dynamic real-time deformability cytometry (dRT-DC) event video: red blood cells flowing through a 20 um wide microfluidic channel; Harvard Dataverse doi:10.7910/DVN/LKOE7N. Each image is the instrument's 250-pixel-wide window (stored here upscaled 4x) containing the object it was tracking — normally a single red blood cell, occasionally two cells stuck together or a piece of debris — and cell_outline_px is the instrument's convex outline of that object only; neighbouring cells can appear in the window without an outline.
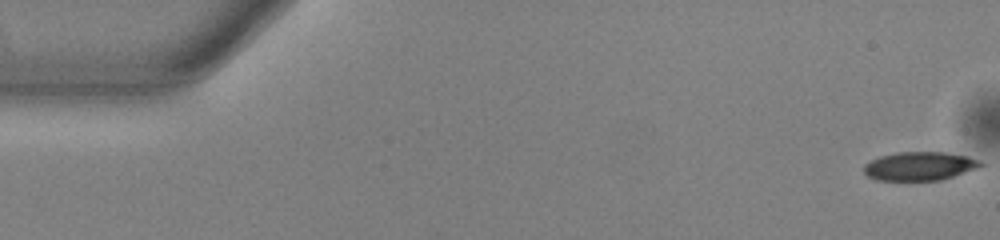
{"species": "common noctule bat (a hibernating species)", "species_latin": "Nyctalus noctula", "temperature_condition": "warm", "stored_images_in_passage": 53, "camera_frame_rate_fps": 3000, "um_per_image_px": 0.085, "animal": {"sex": "male", "body_mass_g": 13.0, "forearm_length_mm": 53.1}, "frame": {"image": 1, "passage_image": 1, "time_ms": 0.0, "image_size_px": [1000, 240], "cell_outline_px": [[984, 164], [976, 168], [940, 180], [876, 180], [868, 176], [864, 172], [864, 164], [880, 156], [896, 152], [944, 152], [968, 156], [980, 160]], "centroid_in_image_um": [78.15, 14.11], "position_along_channel_um": 6.9, "area_um2": 19.31}}
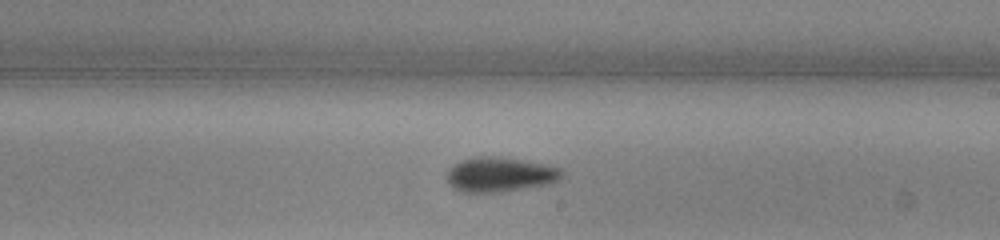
{"frame": {"image": 2, "passage_image": 31, "time_ms": 10.0, "image_size_px": [1000, 240], "cell_outline_px": [[564, 172], [556, 180], [548, 184], [500, 192], [460, 192], [452, 188], [444, 180], [448, 172], [456, 164], [464, 160], [476, 156], [500, 156], [544, 164], [560, 168]], "centroid_in_image_um": [42.45, 14.84], "position_along_channel_um": 246.6, "area_um2": 23.12}}
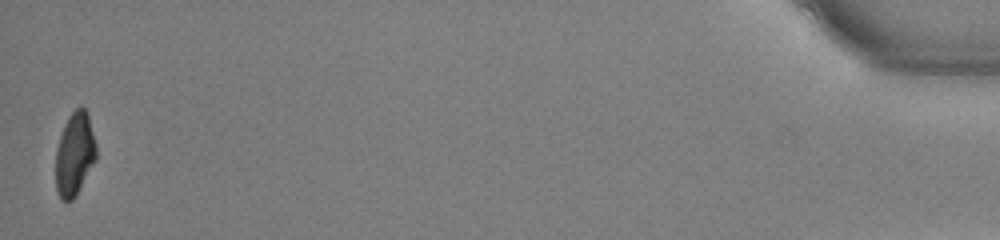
{"frame": {"image": 3, "passage_image": 53, "time_ms": 17.333, "image_size_px": [1000, 240], "cell_outline_px": [[96, 160], [72, 200], [60, 200], [56, 192], [56, 148], [64, 124], [68, 116], [80, 104], [84, 108], [88, 116], [96, 144]], "centroid_in_image_um": [6.33, 13.08], "position_along_channel_um": 428.9, "area_um2": 19.54}, "authors_computed_cell_mechanics": {"area_um2": 21.3282, "velocity_mm_per_s": 3.8502, "shape_relaxation_time_tau1_ms": 5.9615, "shape_relaxation_time_tau2_ms": 8.7075, "deformation_change_tau1": 0.1831, "deformation_change_tau2": 0.1837}}